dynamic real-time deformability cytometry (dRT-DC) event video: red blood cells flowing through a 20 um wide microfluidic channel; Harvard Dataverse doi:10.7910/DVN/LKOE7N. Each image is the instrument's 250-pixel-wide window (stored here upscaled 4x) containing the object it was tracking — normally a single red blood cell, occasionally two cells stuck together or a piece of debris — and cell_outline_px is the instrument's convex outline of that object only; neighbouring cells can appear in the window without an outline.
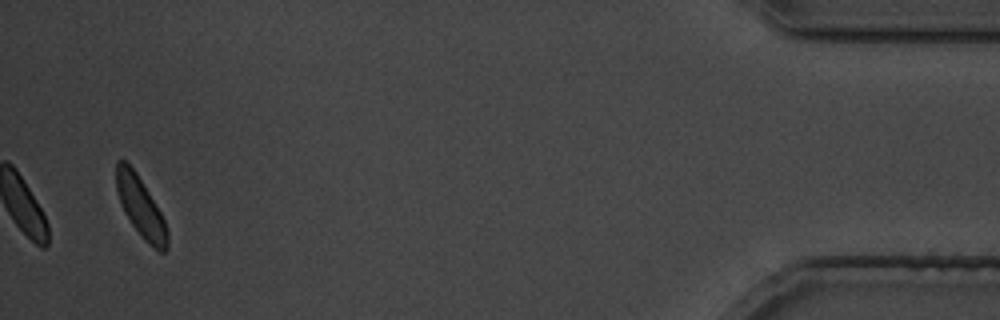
{"species": "common noctule bat (a hibernating species)", "species_latin": "Nyctalus noctula", "temperature_condition": "cold", "stored_images_in_passage": 25, "camera_frame_rate_fps": 3000, "um_per_image_px": 0.085, "animal": {"sex": "male", "body_mass_g": 19.5, "forearm_length_mm": 54.6}, "frame": {"image": 1, "passage_image": 25, "time_ms": 30.333, "image_size_px": [1000, 320], "cell_outline_px": [[168, 248], [164, 252], [160, 252], [144, 240], [132, 224], [124, 212], [120, 204], [116, 188], [116, 160], [124, 160], [136, 172], [160, 212], [164, 220], [168, 232]], "centroid_in_image_um": [11.94, 17.61], "position_along_channel_um": 423.3, "area_um2": 17.63}}